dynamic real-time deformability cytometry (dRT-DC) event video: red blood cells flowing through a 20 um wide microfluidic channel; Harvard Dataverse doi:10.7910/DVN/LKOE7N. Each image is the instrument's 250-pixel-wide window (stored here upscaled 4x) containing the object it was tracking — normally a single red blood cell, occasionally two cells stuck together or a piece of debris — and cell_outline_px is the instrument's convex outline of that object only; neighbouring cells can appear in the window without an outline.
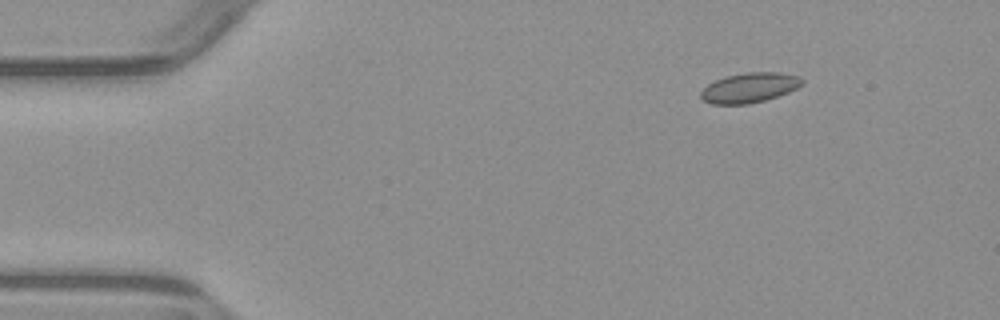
{"species": "common noctule bat (a hibernating species)", "species_latin": "Nyctalus noctula", "temperature_condition": "warm", "stored_images_in_passage": 5, "camera_frame_rate_fps": 3000, "um_per_image_px": 0.085, "animal": {"sex": "male", "body_mass_g": 23.1, "forearm_length_mm": 52.7}, "frame": {"image": 1, "passage_image": 1, "time_ms": 0.0, "image_size_px": [1000, 320], "cell_outline_px": [[804, 84], [788, 92], [764, 100], [748, 104], [712, 104], [704, 100], [700, 96], [700, 92], [708, 84], [724, 76], [748, 72], [780, 72], [800, 76], [804, 80]], "centroid_in_image_um": [63.72, 7.44], "position_along_channel_um": 21.3, "area_um2": 17.63}}
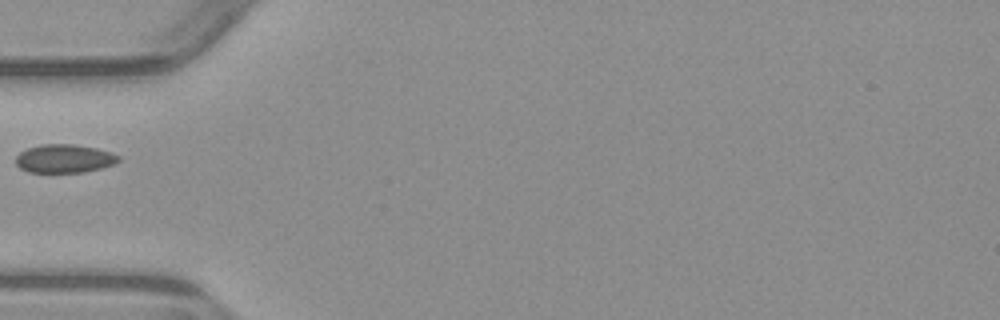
{"frame": {"image": 2, "passage_image": 4, "time_ms": 3.667, "image_size_px": [1000, 320], "cell_outline_px": [[120, 160], [112, 164], [100, 168], [84, 172], [28, 172], [20, 168], [16, 164], [16, 156], [20, 152], [28, 148], [40, 144], [72, 144], [96, 148], [112, 152], [120, 156]], "centroid_in_image_um": [5.46, 13.47], "position_along_channel_um": 79.5, "area_um2": 16.99}}
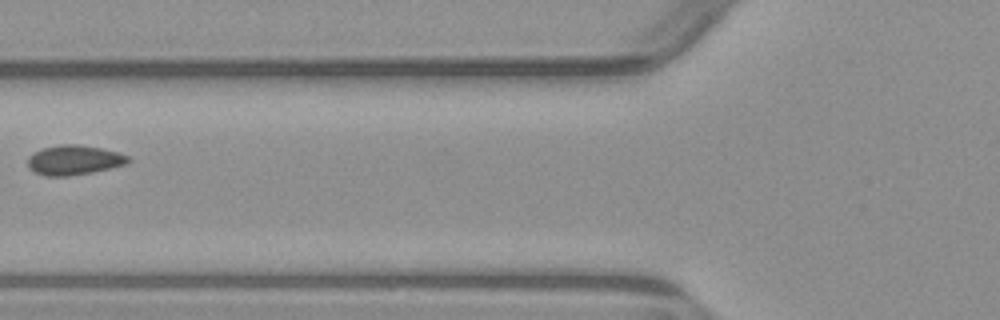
{"frame": {"image": 3, "passage_image": 5, "time_ms": 4.667, "image_size_px": [1000, 320], "cell_outline_px": [[132, 160], [128, 164], [92, 172], [68, 176], [44, 176], [28, 168], [28, 156], [32, 152], [40, 148], [60, 144], [76, 144], [100, 148], [116, 152], [128, 156]], "centroid_in_image_um": [6.26, 13.6], "position_along_channel_um": 119.5, "area_um2": 17.51}}